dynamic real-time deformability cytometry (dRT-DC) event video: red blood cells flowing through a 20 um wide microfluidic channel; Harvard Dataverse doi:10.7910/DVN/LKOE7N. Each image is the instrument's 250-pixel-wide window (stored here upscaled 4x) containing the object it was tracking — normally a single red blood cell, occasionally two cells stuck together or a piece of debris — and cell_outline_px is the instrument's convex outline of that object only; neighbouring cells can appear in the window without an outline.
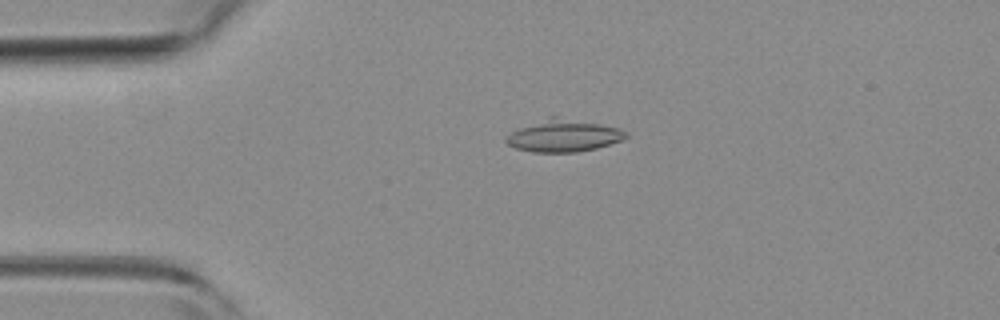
{"species": "common noctule bat (a hibernating species)", "species_latin": "Nyctalus noctula", "temperature_condition": "room temperature", "stored_images_in_passage": 3, "camera_frame_rate_fps": 3000, "um_per_image_px": 0.085, "animal": {"sex": "female", "body_mass_g": 19.3, "forearm_length_mm": 54.1}, "frame": {"image": 1, "passage_image": 3, "time_ms": 0.667, "image_size_px": [1000, 320], "cell_outline_px": [[628, 136], [620, 140], [596, 148], [576, 152], [532, 152], [516, 148], [508, 144], [504, 140], [504, 136], [520, 128], [548, 116], [556, 116], [620, 128], [628, 132]], "centroid_in_image_um": [47.88, 11.53], "position_along_channel_um": 37.1, "area_um2": 22.25}}